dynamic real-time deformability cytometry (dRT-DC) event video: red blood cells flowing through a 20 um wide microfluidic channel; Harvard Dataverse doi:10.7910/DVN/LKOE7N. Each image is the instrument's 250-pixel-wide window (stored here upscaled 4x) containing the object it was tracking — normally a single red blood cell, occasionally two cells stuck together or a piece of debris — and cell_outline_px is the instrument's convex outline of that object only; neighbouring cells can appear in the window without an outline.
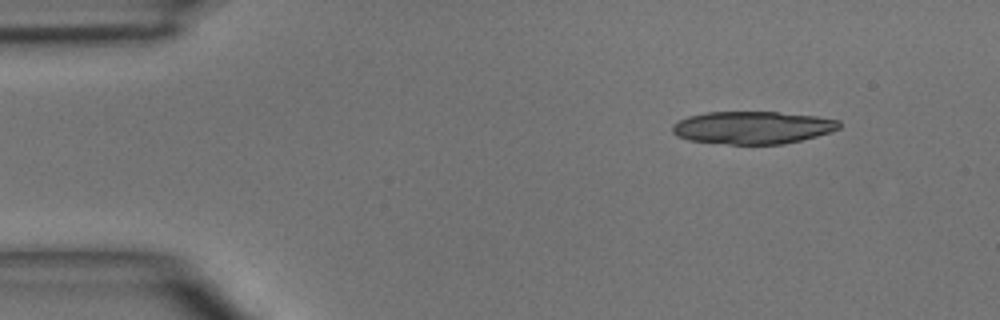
{"species": "common noctule bat (a hibernating species)", "species_latin": "Nyctalus noctula", "temperature_condition": "room temperature", "stored_images_in_passage": 3, "camera_frame_rate_fps": 3000, "um_per_image_px": 0.085, "animal": {"sex": "male", "body_mass_g": 15.6}, "frame": {"image": 1, "passage_image": 1, "time_ms": 0.0, "image_size_px": [1000, 320], "cell_outline_px": [[840, 128], [832, 132], [784, 144], [732, 144], [688, 140], [676, 136], [672, 132], [672, 124], [688, 116], [708, 112], [776, 112], [816, 116], [840, 120]], "centroid_in_image_um": [63.97, 10.84], "position_along_channel_um": 21.0, "area_um2": 31.67}}